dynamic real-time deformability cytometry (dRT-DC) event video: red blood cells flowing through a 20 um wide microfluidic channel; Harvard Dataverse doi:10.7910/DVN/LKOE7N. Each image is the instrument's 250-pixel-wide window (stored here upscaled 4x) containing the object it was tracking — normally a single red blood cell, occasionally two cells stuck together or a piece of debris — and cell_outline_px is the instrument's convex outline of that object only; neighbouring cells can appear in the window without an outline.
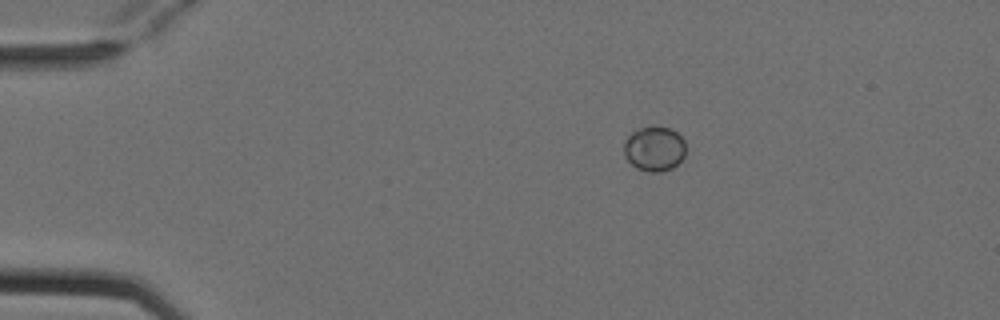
{"species": "Egyptian fruit bat (a non-hibernating species)", "species_latin": "Rousettus aegyptiacus", "temperature_condition": "cold", "stored_images_in_passage": 2, "camera_frame_rate_fps": 3000, "um_per_image_px": 0.085, "animal": {"sex": "female"}, "frame": {"image": 1, "passage_image": 2, "time_ms": 0.333, "image_size_px": [1000, 320], "cell_outline_px": [[684, 156], [672, 168], [660, 172], [648, 172], [636, 168], [624, 156], [624, 140], [632, 132], [640, 128], [652, 124], [672, 128], [684, 140]], "centroid_in_image_um": [55.6, 12.61], "position_along_channel_um": 29.4, "area_um2": 16.36}}